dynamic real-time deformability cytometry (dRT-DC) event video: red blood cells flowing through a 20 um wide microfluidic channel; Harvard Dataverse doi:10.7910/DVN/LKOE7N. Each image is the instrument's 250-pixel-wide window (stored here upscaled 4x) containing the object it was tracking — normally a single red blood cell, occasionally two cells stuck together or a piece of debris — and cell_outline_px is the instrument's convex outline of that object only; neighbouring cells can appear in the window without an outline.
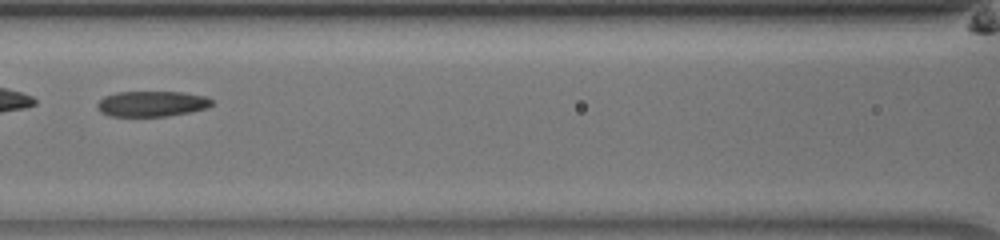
{"species": "common noctule bat (a hibernating species)", "species_latin": "Nyctalus noctula", "temperature_condition": "room temperature", "stored_images_in_passage": 52, "camera_frame_rate_fps": 3000, "um_per_image_px": 0.085, "animal": {"sex": "male", "body_mass_g": 13.0, "forearm_length_mm": 53.1}, "frame": {"image": 1, "passage_image": 27, "time_ms": 8.667, "image_size_px": [1000, 240], "cell_outline_px": [[212, 104], [208, 108], [192, 112], [168, 116], [108, 116], [100, 112], [96, 108], [96, 104], [104, 96], [116, 92], [180, 92], [204, 96], [212, 100]], "centroid_in_image_um": [12.87, 8.83], "position_along_channel_um": 153.7, "area_um2": 17.17}}
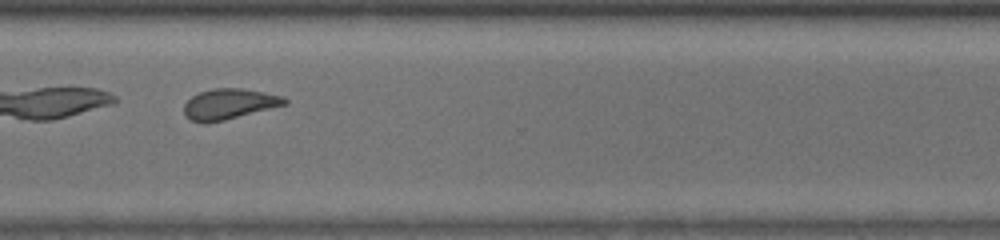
{"frame": {"image": 2, "passage_image": 42, "time_ms": 13.667, "image_size_px": [1000, 240], "cell_outline_px": [[288, 104], [224, 120], [204, 124], [192, 120], [184, 112], [184, 104], [192, 96], [200, 92], [212, 88], [240, 88], [284, 96], [288, 100]], "centroid_in_image_um": [19.49, 8.84], "position_along_channel_um": 351.1, "area_um2": 17.8}, "authors_computed_cell_mechanics": {"area_um2": 18.8428, "velocity_mm_per_s": 3.9545, "shape_relaxation_time_tau1_ms": 7.2279, "shape_relaxation_time_tau2_ms": 3.3269, "deformation_change_tau1": 0.1722, "deformation_change_tau2": 0.1226}}